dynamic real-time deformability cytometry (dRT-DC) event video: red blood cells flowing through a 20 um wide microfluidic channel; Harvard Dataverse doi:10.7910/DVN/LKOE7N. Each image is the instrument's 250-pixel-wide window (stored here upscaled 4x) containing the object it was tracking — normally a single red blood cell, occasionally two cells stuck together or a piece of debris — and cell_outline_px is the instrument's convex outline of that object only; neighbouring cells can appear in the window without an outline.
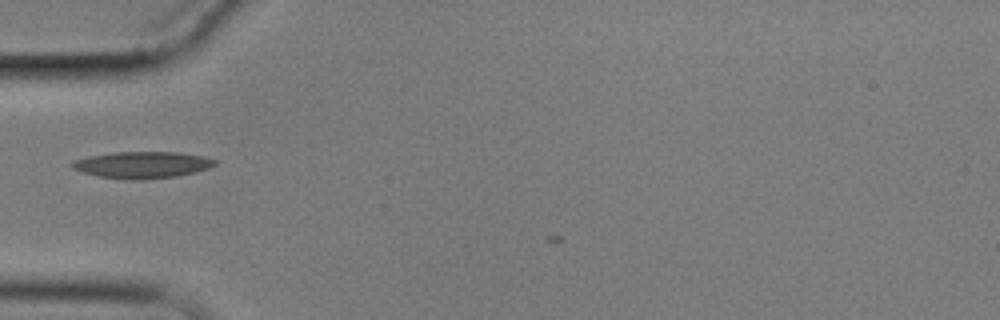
{"species": "common noctule bat (a hibernating species)", "species_latin": "Nyctalus noctula", "temperature_condition": "cold", "stored_images_in_passage": 3, "camera_frame_rate_fps": 3000, "um_per_image_px": 0.085, "animal": {"sex": "male", "body_mass_g": 17.9}, "frame": {"image": 1, "passage_image": 3, "time_ms": 3.0, "image_size_px": [1000, 320], "cell_outline_px": [[220, 160], [216, 164], [208, 168], [196, 172], [176, 176], [140, 180], [136, 180], [100, 176], [84, 172], [72, 168], [68, 164], [72, 160], [88, 156], [112, 152], [180, 152], [204, 156]], "centroid_in_image_um": [12.11, 13.99], "position_along_channel_um": 72.9, "area_um2": 22.31}}